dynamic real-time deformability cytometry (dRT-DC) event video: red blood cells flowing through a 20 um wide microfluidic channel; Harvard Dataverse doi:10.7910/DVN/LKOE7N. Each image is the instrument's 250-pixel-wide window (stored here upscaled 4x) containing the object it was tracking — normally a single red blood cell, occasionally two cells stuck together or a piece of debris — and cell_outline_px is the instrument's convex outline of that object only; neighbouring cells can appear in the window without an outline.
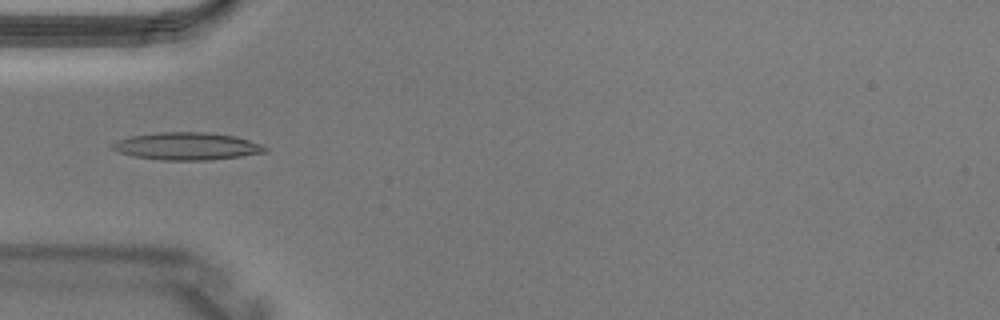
{"species": "Egyptian fruit bat (a non-hibernating species)", "species_latin": "Rousettus aegyptiacus", "temperature_condition": "warm", "stored_images_in_passage": 3, "camera_frame_rate_fps": 3000, "um_per_image_px": 0.085, "animal": {"sex": "male"}, "frame": {"image": 1, "passage_image": 3, "time_ms": 0.667, "image_size_px": [1000, 320], "cell_outline_px": [[268, 152], [212, 160], [160, 160], [132, 156], [116, 152], [112, 148], [112, 144], [116, 140], [132, 136], [160, 132], [204, 132], [236, 136], [260, 144], [268, 148]], "centroid_in_image_um": [15.87, 12.43], "position_along_channel_um": 69.1, "area_um2": 24.51}}